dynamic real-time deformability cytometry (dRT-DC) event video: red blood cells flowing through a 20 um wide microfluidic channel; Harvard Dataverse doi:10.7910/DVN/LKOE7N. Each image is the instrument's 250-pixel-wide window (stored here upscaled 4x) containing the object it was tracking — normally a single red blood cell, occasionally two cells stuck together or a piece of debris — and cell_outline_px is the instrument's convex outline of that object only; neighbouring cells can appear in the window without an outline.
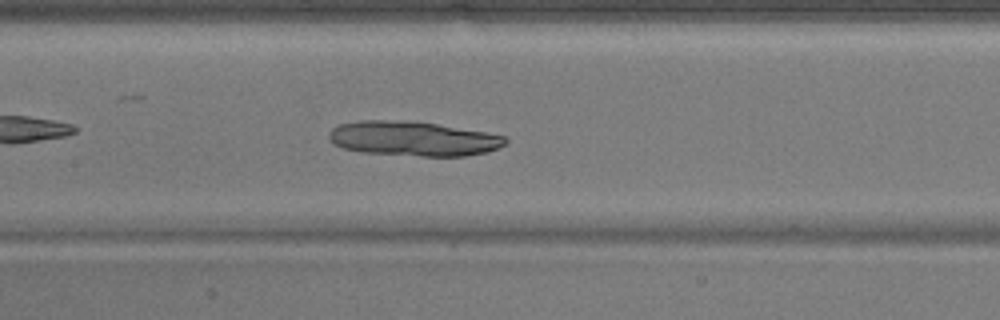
{"species": "common noctule bat (a hibernating species)", "species_latin": "Nyctalus noctula", "temperature_condition": "warm", "stored_images_in_passage": 39, "camera_frame_rate_fps": 3000, "um_per_image_px": 0.085, "animal": {"sex": "male", "body_mass_g": 17.9}, "frame": {"image": 1, "passage_image": 12, "time_ms": 3.667, "image_size_px": [1000, 320], "cell_outline_px": [[508, 140], [504, 144], [488, 152], [464, 156], [420, 156], [360, 152], [344, 148], [336, 144], [328, 136], [328, 132], [332, 128], [340, 124], [360, 120], [404, 120], [436, 124], [488, 132], [504, 136]], "centroid_in_image_um": [35.12, 11.78], "position_along_channel_um": 172.3, "area_um2": 35.55}}
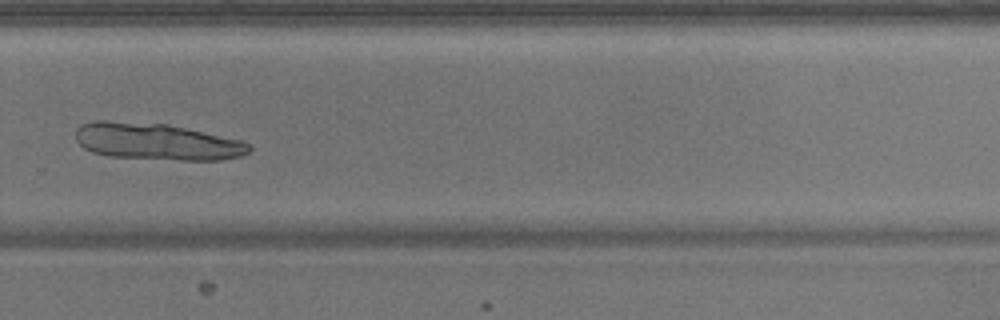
{"frame": {"image": 2, "passage_image": 23, "time_ms": 7.333, "image_size_px": [1000, 320], "cell_outline_px": [[252, 148], [248, 152], [240, 156], [220, 160], [180, 160], [108, 156], [92, 152], [84, 148], [76, 140], [76, 128], [80, 124], [92, 120], [104, 120], [168, 124], [244, 140], [252, 144]], "centroid_in_image_um": [13.34, 12.02], "position_along_channel_um": 316.5, "area_um2": 37.57}}